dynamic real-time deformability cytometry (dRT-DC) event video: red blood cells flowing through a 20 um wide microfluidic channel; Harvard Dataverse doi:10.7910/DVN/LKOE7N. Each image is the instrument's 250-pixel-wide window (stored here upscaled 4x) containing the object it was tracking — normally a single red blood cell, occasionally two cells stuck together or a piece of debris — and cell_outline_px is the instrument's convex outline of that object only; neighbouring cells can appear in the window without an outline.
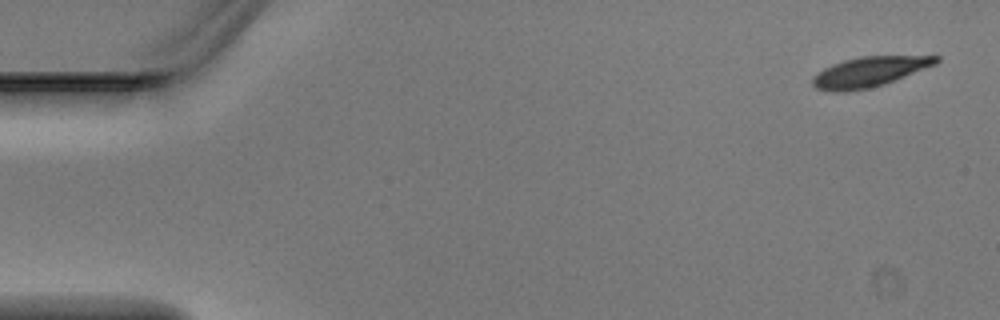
{"species": "Egyptian fruit bat (a non-hibernating species)", "species_latin": "Rousettus aegyptiacus", "temperature_condition": "warm", "stored_images_in_passage": 4, "camera_frame_rate_fps": 3000, "um_per_image_px": 0.085, "animal": {"sex": "male"}, "frame": {"image": 1, "passage_image": 1, "time_ms": 0.0, "image_size_px": [1000, 320], "cell_outline_px": [[940, 60], [936, 64], [884, 84], [868, 88], [848, 92], [832, 92], [816, 88], [812, 84], [812, 76], [824, 68], [832, 64], [844, 60], [860, 56], [940, 56]], "centroid_in_image_um": [73.85, 6.11], "position_along_channel_um": 11.1, "area_um2": 21.56}}
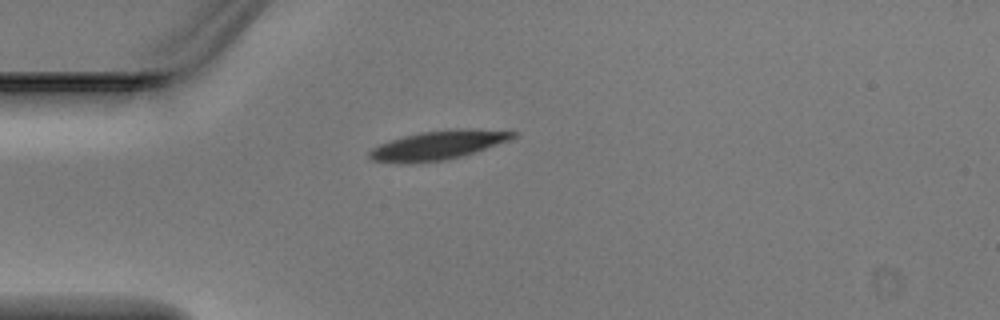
{"frame": {"image": 2, "passage_image": 4, "time_ms": 1.0, "image_size_px": [1000, 320], "cell_outline_px": [[520, 132], [516, 136], [508, 140], [460, 156], [444, 160], [400, 164], [372, 160], [368, 156], [368, 152], [372, 148], [388, 140], [420, 132], [456, 128], [472, 128]], "centroid_in_image_um": [37.18, 12.33], "position_along_channel_um": 47.8, "area_um2": 24.16}}